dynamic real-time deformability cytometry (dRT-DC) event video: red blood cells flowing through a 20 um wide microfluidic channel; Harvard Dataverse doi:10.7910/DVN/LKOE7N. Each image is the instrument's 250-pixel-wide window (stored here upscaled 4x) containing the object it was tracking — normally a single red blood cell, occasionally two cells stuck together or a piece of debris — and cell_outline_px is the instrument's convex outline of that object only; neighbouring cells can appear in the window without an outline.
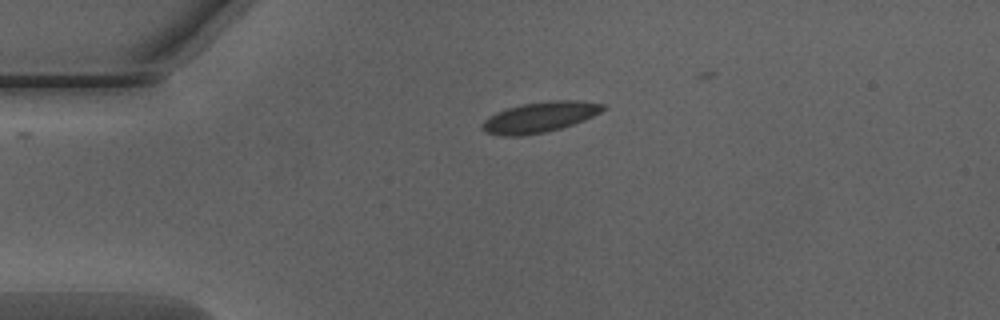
{"species": "Egyptian fruit bat (a non-hibernating species)", "species_latin": "Rousettus aegyptiacus", "temperature_condition": "warm", "stored_images_in_passage": 12, "camera_frame_rate_fps": 3000, "um_per_image_px": 0.085, "animal": {"sex": "male"}, "frame": {"image": 1, "passage_image": 1, "time_ms": 0.0, "image_size_px": [1000, 320], "cell_outline_px": [[604, 108], [600, 112], [584, 120], [560, 128], [544, 132], [520, 136], [500, 136], [484, 132], [484, 120], [496, 112], [508, 108], [524, 104], [548, 100], [576, 100], [604, 104]], "centroid_in_image_um": [45.87, 9.95], "position_along_channel_um": 39.1, "area_um2": 21.1}}
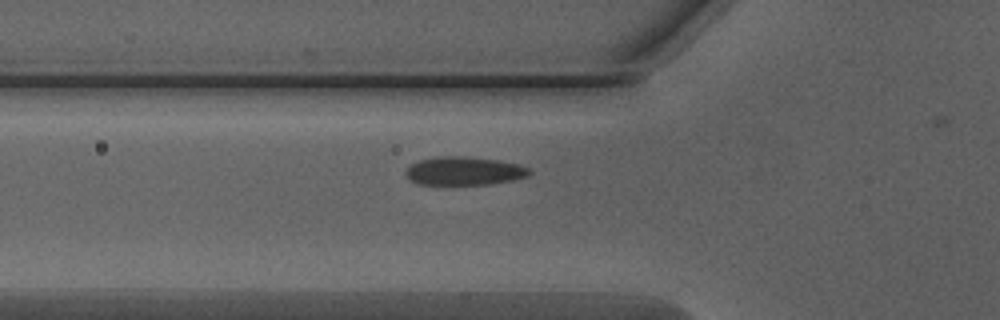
{"frame": {"image": 2, "passage_image": 7, "time_ms": 2.0, "image_size_px": [1000, 320], "cell_outline_px": [[532, 172], [528, 176], [512, 180], [492, 184], [416, 184], [404, 172], [412, 164], [420, 160], [436, 156], [464, 156], [500, 160], [520, 164], [528, 168]], "centroid_in_image_um": [39.49, 14.52], "position_along_channel_um": 86.3, "area_um2": 20.46}}
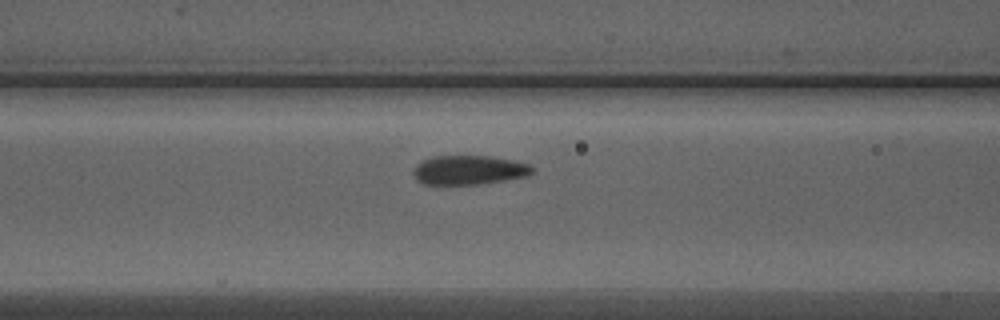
{"frame": {"image": 3, "passage_image": 10, "time_ms": 3.0, "image_size_px": [1000, 320], "cell_outline_px": [[536, 168], [532, 172], [524, 176], [504, 180], [480, 184], [424, 184], [416, 180], [412, 172], [416, 164], [432, 156], [492, 156], [516, 160], [528, 164]], "centroid_in_image_um": [39.85, 14.44], "position_along_channel_um": 126.7, "area_um2": 20.29}}